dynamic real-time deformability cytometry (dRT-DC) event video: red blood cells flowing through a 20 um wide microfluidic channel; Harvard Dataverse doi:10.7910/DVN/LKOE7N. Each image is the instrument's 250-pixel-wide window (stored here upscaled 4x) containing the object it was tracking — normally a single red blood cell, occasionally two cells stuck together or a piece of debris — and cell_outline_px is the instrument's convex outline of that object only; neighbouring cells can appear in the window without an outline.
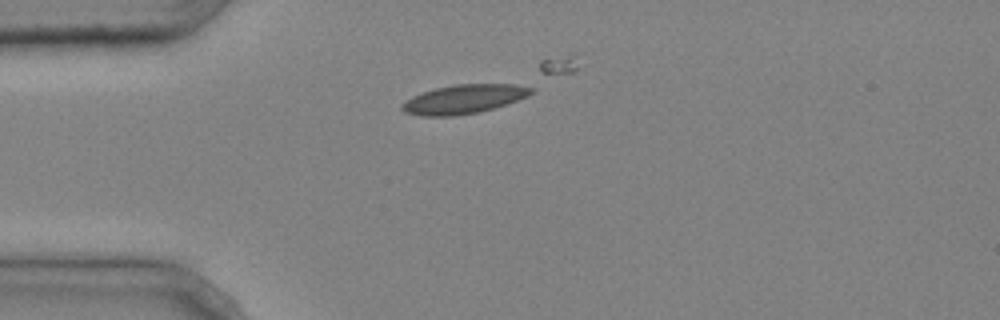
{"species": "common noctule bat (a hibernating species)", "species_latin": "Nyctalus noctula", "temperature_condition": "cold", "stored_images_in_passage": 4, "camera_frame_rate_fps": 3000, "um_per_image_px": 0.085, "animal": {"sex": "male", "body_mass_g": 20.4}, "frame": {"image": 1, "passage_image": 4, "time_ms": 1.0, "image_size_px": [1000, 320], "cell_outline_px": [[536, 92], [528, 96], [508, 104], [480, 112], [452, 116], [420, 116], [404, 112], [400, 108], [400, 104], [412, 96], [436, 88], [456, 84], [536, 84]], "centroid_in_image_um": [39.54, 8.41], "position_along_channel_um": 45.5, "area_um2": 22.37}}